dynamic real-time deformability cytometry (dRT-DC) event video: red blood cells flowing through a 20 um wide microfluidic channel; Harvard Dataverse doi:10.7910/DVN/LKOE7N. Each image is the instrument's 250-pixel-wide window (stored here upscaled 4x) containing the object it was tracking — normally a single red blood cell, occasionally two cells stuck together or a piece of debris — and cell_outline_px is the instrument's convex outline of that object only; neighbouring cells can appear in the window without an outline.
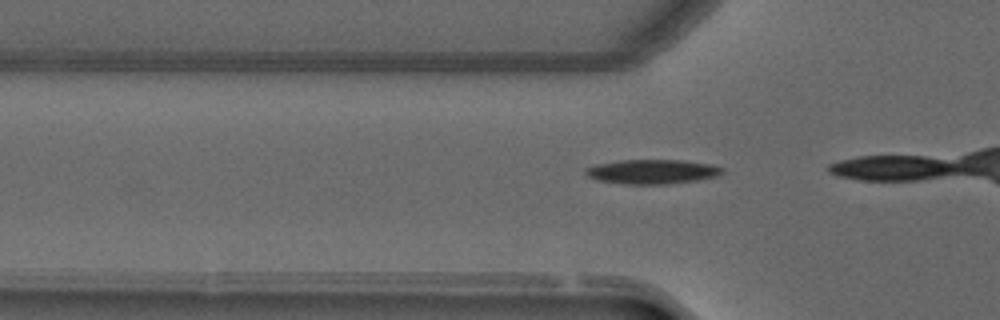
{"species": "common noctule bat (a hibernating species)", "species_latin": "Nyctalus noctula", "temperature_condition": "warm", "stored_images_in_passage": 14, "camera_frame_rate_fps": 3000, "um_per_image_px": 0.085, "animal": {"sex": "male", "forearm_length_mm": 52.5}, "frame": {"image": 1, "passage_image": 10, "time_ms": 3.0, "image_size_px": [1000, 320], "cell_outline_px": [[724, 172], [716, 176], [696, 180], [664, 184], [624, 184], [596, 180], [588, 176], [584, 172], [584, 168], [596, 164], [620, 160], [680, 160], [712, 164], [724, 168]], "centroid_in_image_um": [55.41, 14.58], "position_along_channel_um": 70.4, "area_um2": 19.48}}